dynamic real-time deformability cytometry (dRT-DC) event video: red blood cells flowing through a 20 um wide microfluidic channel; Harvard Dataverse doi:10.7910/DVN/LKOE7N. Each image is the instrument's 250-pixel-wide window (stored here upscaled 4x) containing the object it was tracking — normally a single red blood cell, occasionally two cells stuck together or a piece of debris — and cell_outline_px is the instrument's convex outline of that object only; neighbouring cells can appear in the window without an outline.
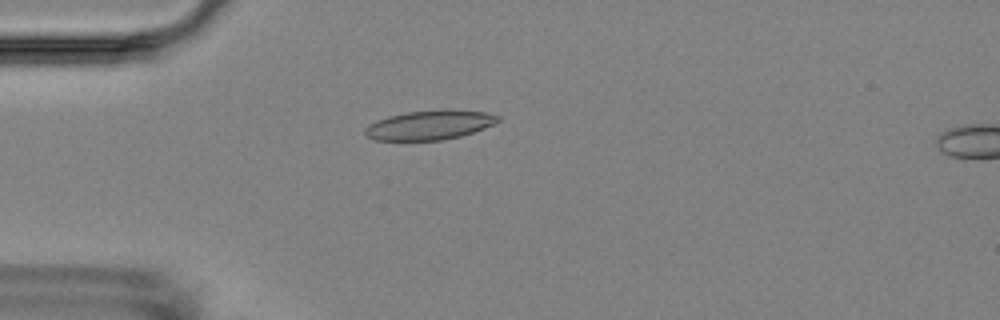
{"species": "Egyptian fruit bat (a non-hibernating species)", "species_latin": "Rousettus aegyptiacus", "temperature_condition": "room temperature", "stored_images_in_passage": 7, "camera_frame_rate_fps": 3000, "um_per_image_px": 0.085, "animal": {"sex": "female"}, "frame": {"image": 1, "passage_image": 4, "time_ms": 4.667, "image_size_px": [1000, 320], "cell_outline_px": [[500, 120], [484, 128], [460, 136], [440, 140], [376, 140], [364, 136], [364, 128], [368, 124], [376, 120], [388, 116], [408, 112], [440, 108], [448, 108], [488, 112], [500, 116]], "centroid_in_image_um": [36.5, 10.6], "position_along_channel_um": 48.5, "area_um2": 23.12}}